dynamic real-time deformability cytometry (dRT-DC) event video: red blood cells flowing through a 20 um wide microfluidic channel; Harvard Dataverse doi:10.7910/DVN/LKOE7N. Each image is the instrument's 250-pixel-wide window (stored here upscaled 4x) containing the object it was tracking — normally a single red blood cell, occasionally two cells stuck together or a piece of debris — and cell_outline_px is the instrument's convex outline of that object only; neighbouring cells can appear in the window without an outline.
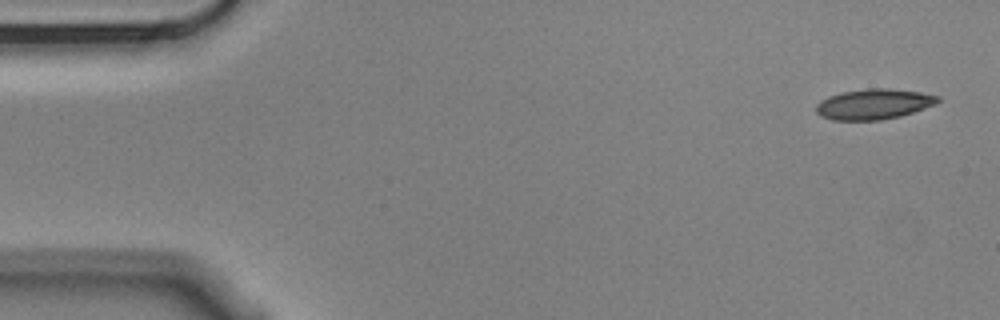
{"species": "Egyptian fruit bat (a non-hibernating species)", "species_latin": "Rousettus aegyptiacus", "temperature_condition": "cold", "stored_images_in_passage": 5, "segment_of_instrument_passage": [1, 2], "camera_frame_rate_fps": 3000, "um_per_image_px": 0.085, "animal": {"sex": "male"}, "frame": {"image": 1, "passage_image": 1, "time_ms": 0.0, "image_size_px": [1000, 320], "cell_outline_px": [[940, 100], [936, 104], [900, 116], [880, 120], [832, 120], [820, 116], [816, 112], [816, 104], [820, 100], [828, 96], [840, 92], [868, 88], [888, 88], [920, 92], [940, 96]], "centroid_in_image_um": [74.24, 8.84], "position_along_channel_um": 10.8, "area_um2": 21.68}}